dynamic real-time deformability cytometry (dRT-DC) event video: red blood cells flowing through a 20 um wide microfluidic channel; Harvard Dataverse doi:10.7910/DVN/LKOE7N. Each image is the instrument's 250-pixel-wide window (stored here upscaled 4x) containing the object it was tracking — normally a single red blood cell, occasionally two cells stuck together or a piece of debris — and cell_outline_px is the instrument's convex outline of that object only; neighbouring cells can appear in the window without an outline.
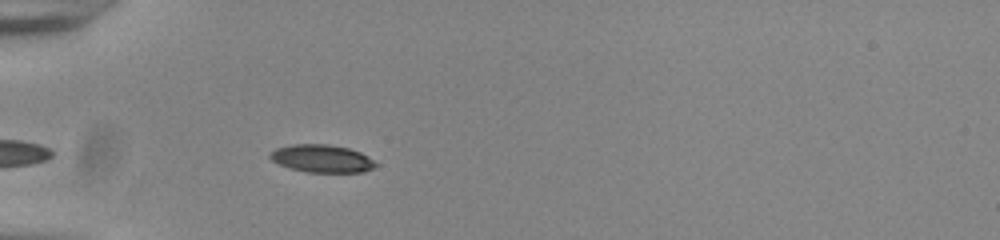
{"species": "common noctule bat (a hibernating species)", "species_latin": "Nyctalus noctula", "temperature_condition": "room temperature", "stored_images_in_passage": 7, "camera_frame_rate_fps": 3000, "um_per_image_px": 0.085, "animal": {"sex": "male", "body_mass_g": 20.0, "forearm_length_mm": 53.3}, "frame": {"image": 1, "passage_image": 3, "time_ms": 0.667, "image_size_px": [1000, 240], "cell_outline_px": [[380, 164], [376, 168], [364, 172], [308, 172], [292, 168], [280, 164], [272, 160], [268, 156], [268, 152], [276, 148], [292, 144], [328, 144], [348, 148], [360, 152], [368, 156]], "centroid_in_image_um": [27.4, 13.47], "position_along_channel_um": 57.6, "area_um2": 17.22}}
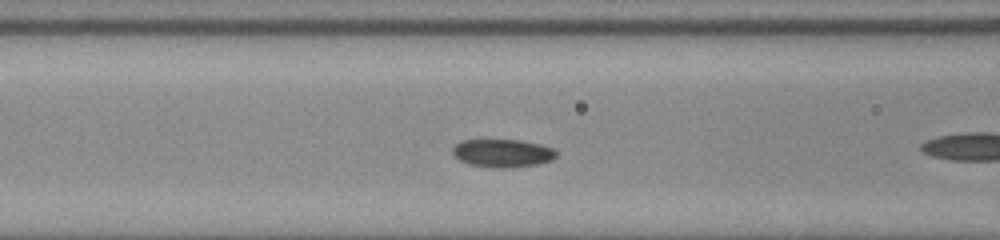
{"frame": {"image": 2, "passage_image": 6, "time_ms": 1.667, "image_size_px": [1000, 240], "cell_outline_px": [[556, 156], [552, 160], [536, 164], [504, 168], [496, 168], [468, 164], [460, 160], [452, 152], [452, 148], [460, 140], [520, 140], [540, 144], [552, 148], [556, 152]], "centroid_in_image_um": [42.7, 13.01], "position_along_channel_um": 123.9, "area_um2": 16.82}}